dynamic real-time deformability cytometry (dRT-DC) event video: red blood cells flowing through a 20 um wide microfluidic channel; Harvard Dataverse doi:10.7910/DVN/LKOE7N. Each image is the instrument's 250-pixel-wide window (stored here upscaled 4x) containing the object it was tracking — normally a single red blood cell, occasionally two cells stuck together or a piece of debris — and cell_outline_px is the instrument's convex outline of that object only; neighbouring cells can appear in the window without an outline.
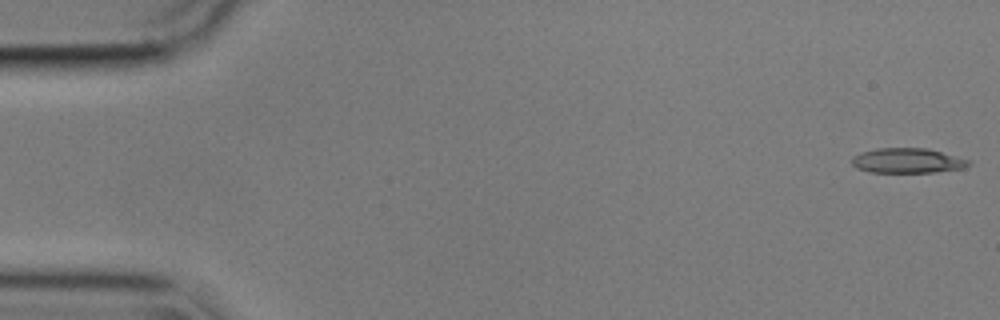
{"species": "common noctule bat (a hibernating species)", "species_latin": "Nyctalus noctula", "temperature_condition": "cold", "stored_images_in_passage": 55, "camera_frame_rate_fps": 3000, "um_per_image_px": 0.085, "animal": {"sex": "male", "body_mass_g": 17.9}, "frame": {"image": 1, "passage_image": 1, "time_ms": 0.0, "image_size_px": [1000, 320], "cell_outline_px": [[972, 164], [964, 168], [936, 172], [868, 172], [856, 168], [852, 164], [852, 156], [860, 152], [876, 148], [928, 148], [972, 160]], "centroid_in_image_um": [77.16, 13.65], "position_along_channel_um": 7.8, "area_um2": 17.22}}
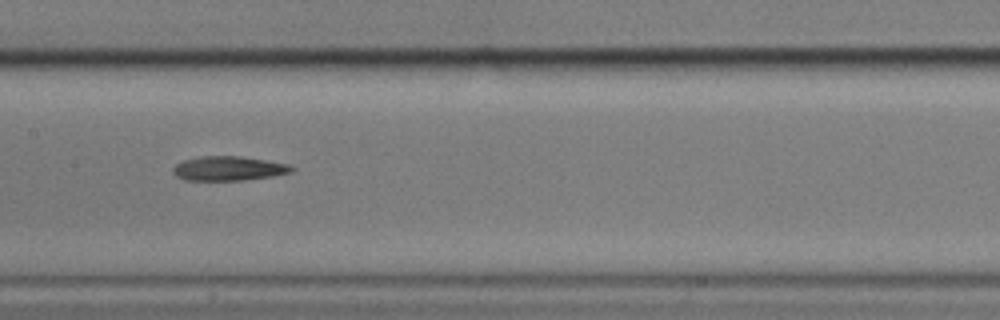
{"frame": {"image": 2, "passage_image": 27, "time_ms": 8.667, "image_size_px": [1000, 320], "cell_outline_px": [[296, 168], [292, 172], [272, 176], [244, 180], [184, 180], [176, 176], [172, 172], [172, 168], [176, 164], [184, 160], [200, 156], [240, 156], [288, 164]], "centroid_in_image_um": [19.41, 14.32], "position_along_channel_um": 188.0, "area_um2": 16.82}}
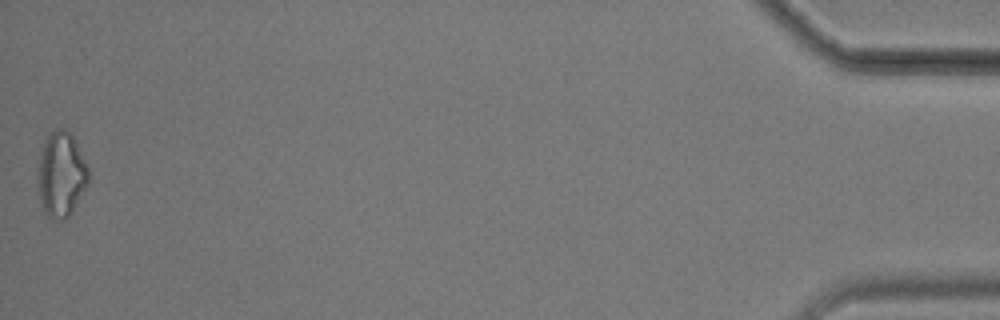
{"frame": {"image": 3, "passage_image": 55, "time_ms": 18.0, "image_size_px": [1000, 320], "cell_outline_px": [[88, 184], [68, 216], [64, 220], [56, 220], [48, 216], [44, 212], [40, 200], [36, 184], [36, 176], [40, 156], [44, 140], [56, 128], [64, 128], [72, 136], [88, 168]], "centroid_in_image_um": [5.16, 14.85], "position_along_channel_um": 430.0, "area_um2": 24.91}, "authors_computed_cell_mechanics": {"area_um2": 17.4556, "velocity_mm_per_s": 3.6059, "shape_relaxation_time_tau1_ms": 3.0989, "shape_relaxation_time_tau2_ms": null, "deformation_change_tau1": 0.1446, "deformation_change_tau2": null}}